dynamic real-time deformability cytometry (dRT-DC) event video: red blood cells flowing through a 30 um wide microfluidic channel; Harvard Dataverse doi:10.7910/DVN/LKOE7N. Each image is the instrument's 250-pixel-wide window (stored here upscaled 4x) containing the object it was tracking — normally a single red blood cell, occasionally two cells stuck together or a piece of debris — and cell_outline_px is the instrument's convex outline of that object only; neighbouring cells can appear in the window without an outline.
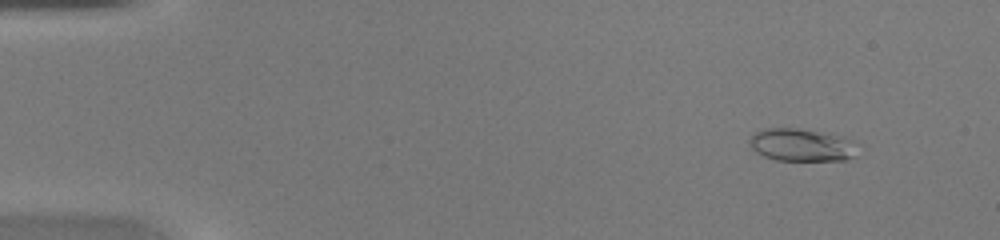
{"species": "common noctule bat (a hibernating species)", "species_latin": "Nyctalus noctula", "temperature_condition": "warm", "stored_images_in_passage": 45, "camera_frame_rate_fps": 3000, "um_per_image_px": 0.085, "animal": {"sex": "female", "body_mass_g": 20.0, "forearm_length_mm": 54.0}, "frame": {"image": 1, "passage_image": 5, "time_ms": 1.333, "image_size_px": [1000, 240], "cell_outline_px": [[856, 156], [844, 160], [776, 160], [764, 156], [756, 152], [752, 148], [748, 140], [756, 132], [764, 128], [800, 128], [844, 136], [852, 140]], "centroid_in_image_um": [68.11, 12.31], "position_along_channel_um": 16.9, "area_um2": 20.52}}
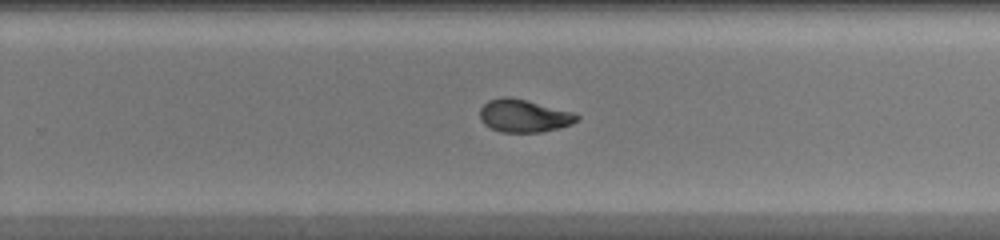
{"frame": {"image": 2, "passage_image": 30, "time_ms": 9.667, "image_size_px": [1000, 240], "cell_outline_px": [[580, 120], [572, 124], [540, 132], [500, 132], [484, 124], [480, 120], [480, 108], [488, 100], [500, 96], [508, 96], [572, 112], [580, 116]], "centroid_in_image_um": [44.5, 9.84], "position_along_channel_um": 285.3, "area_um2": 18.38}}
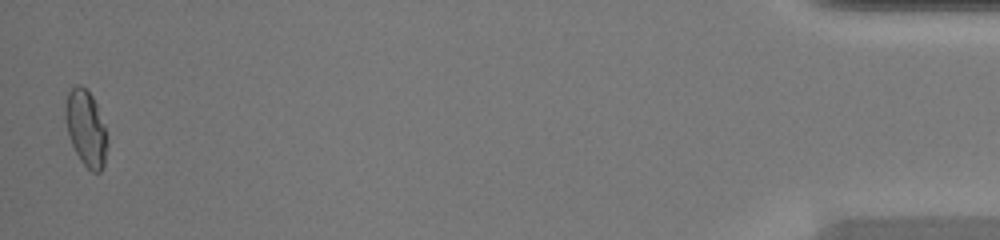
{"frame": {"image": 3, "passage_image": 45, "time_ms": 14.667, "image_size_px": [1000, 240], "cell_outline_px": [[108, 144], [104, 168], [100, 172], [92, 172], [80, 160], [68, 136], [64, 120], [64, 108], [68, 92], [76, 84], [80, 84], [92, 96], [96, 104], [104, 124]], "centroid_in_image_um": [7.3, 10.92], "position_along_channel_um": 427.9, "area_um2": 18.73}}